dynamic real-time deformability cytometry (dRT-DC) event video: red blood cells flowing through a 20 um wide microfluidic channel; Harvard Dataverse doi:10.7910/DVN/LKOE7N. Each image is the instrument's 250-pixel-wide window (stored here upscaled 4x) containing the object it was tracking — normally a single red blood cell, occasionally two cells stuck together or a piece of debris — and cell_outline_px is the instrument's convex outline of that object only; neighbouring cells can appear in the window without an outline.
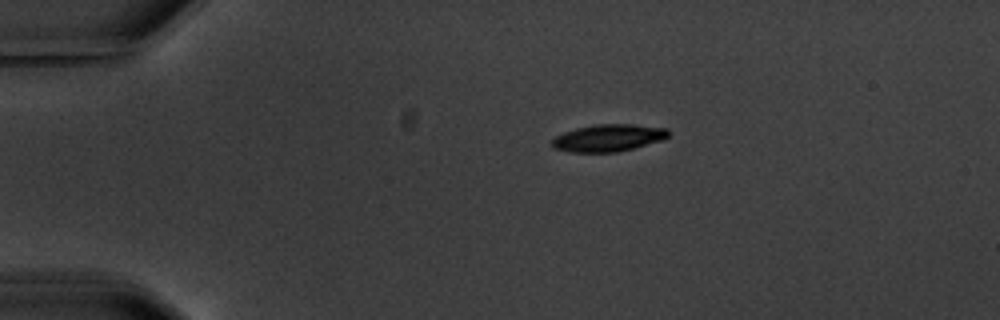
{"species": "common noctule bat (a hibernating species)", "species_latin": "Nyctalus noctula", "temperature_condition": "warm", "stored_images_in_passage": 6, "camera_frame_rate_fps": 3000, "um_per_image_px": 0.085, "animal": {"sex": "male", "body_mass_g": 20.1, "forearm_length_mm": 53.5}, "frame": {"image": 1, "passage_image": 1, "time_ms": 0.0, "image_size_px": [1000, 320], "cell_outline_px": [[668, 136], [664, 140], [616, 152], [568, 152], [552, 148], [552, 140], [556, 136], [564, 132], [576, 128], [596, 124], [632, 124], [668, 128]], "centroid_in_image_um": [51.7, 11.72], "position_along_channel_um": 33.3, "area_um2": 18.44}}
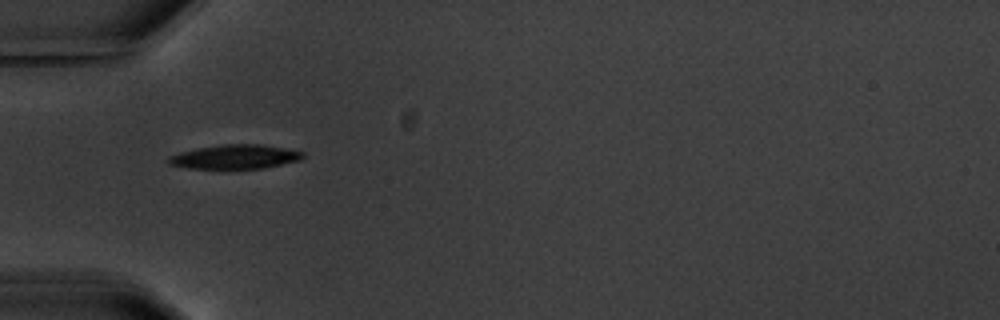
{"frame": {"image": 2, "passage_image": 3, "time_ms": 2.333, "image_size_px": [1000, 320], "cell_outline_px": [[304, 156], [300, 160], [264, 168], [188, 168], [168, 164], [168, 156], [180, 152], [196, 148], [224, 144], [260, 144], [304, 152]], "centroid_in_image_um": [19.96, 13.32], "position_along_channel_um": 65.0, "area_um2": 18.73}}
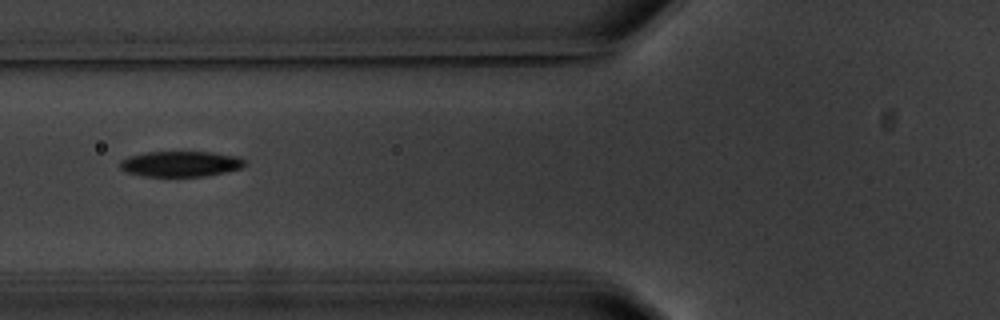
{"frame": {"image": 3, "passage_image": 4, "time_ms": 3.667, "image_size_px": [1000, 320], "cell_outline_px": [[248, 164], [240, 168], [224, 172], [204, 176], [144, 176], [128, 172], [120, 168], [120, 160], [128, 156], [148, 152], [212, 152], [236, 156], [248, 160]], "centroid_in_image_um": [15.38, 13.92], "position_along_channel_um": 110.4, "area_um2": 18.55}}